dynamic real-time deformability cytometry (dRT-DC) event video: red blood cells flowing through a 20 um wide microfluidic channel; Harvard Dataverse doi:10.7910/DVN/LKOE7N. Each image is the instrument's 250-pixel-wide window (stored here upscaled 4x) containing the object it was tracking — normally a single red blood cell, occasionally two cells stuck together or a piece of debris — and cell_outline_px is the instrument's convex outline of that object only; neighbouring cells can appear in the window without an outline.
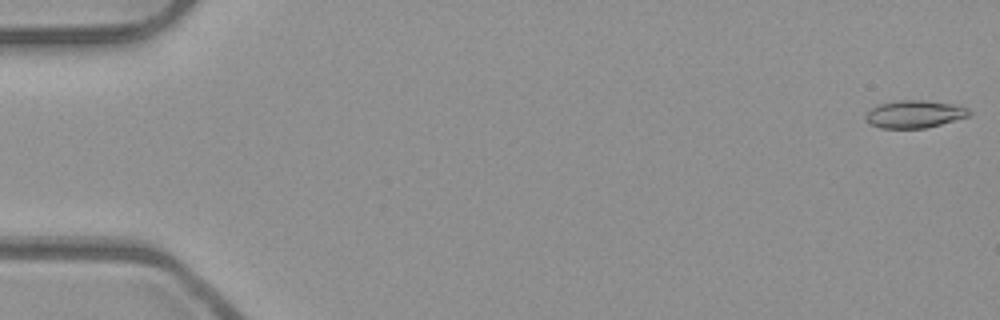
{"species": "common noctule bat (a hibernating species)", "species_latin": "Nyctalus noctula", "temperature_condition": "room temperature", "stored_images_in_passage": 53, "camera_frame_rate_fps": 3000, "um_per_image_px": 0.085, "animal": {"sex": "male", "body_mass_g": 23.1, "forearm_length_mm": 52.7}, "frame": {"image": 1, "passage_image": 1, "time_ms": 0.0, "image_size_px": [1000, 320], "cell_outline_px": [[972, 116], [924, 128], [880, 128], [864, 120], [864, 116], [872, 108], [880, 104], [900, 100], [924, 100], [960, 104], [968, 108], [972, 112]], "centroid_in_image_um": [77.8, 9.69], "position_along_channel_um": 7.2, "area_um2": 16.82}}
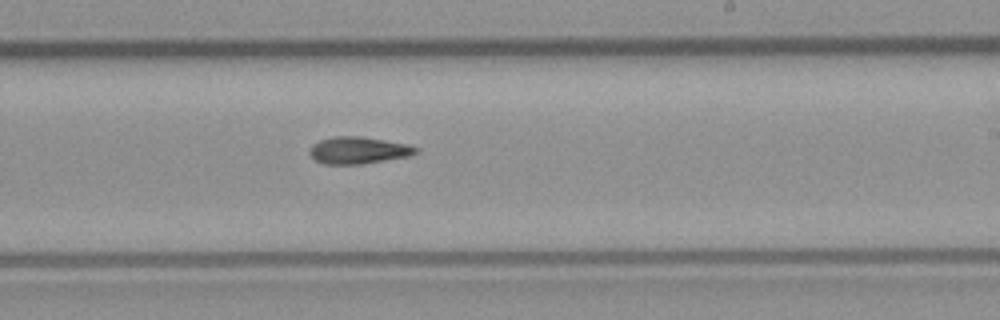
{"frame": {"image": 2, "passage_image": 32, "time_ms": 10.333, "image_size_px": [1000, 320], "cell_outline_px": [[420, 148], [416, 152], [408, 156], [360, 164], [324, 164], [316, 160], [308, 152], [312, 144], [320, 140], [332, 136], [360, 136], [408, 144]], "centroid_in_image_um": [30.43, 12.76], "position_along_channel_um": 258.6, "area_um2": 16.59}}
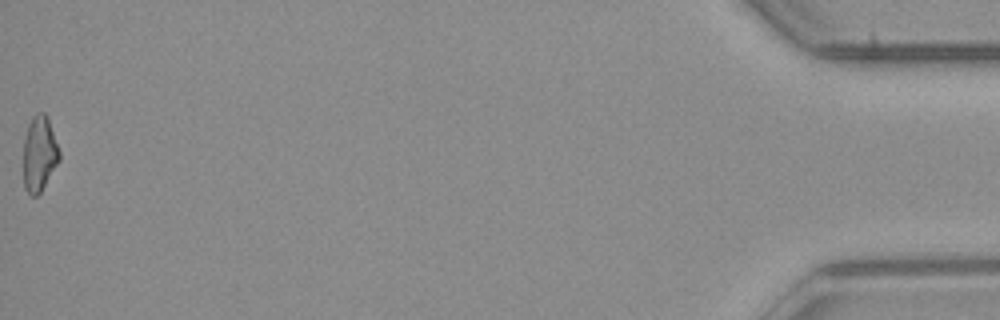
{"frame": {"image": 3, "passage_image": 53, "time_ms": 17.333, "image_size_px": [1000, 320], "cell_outline_px": [[60, 160], [40, 192], [36, 196], [32, 196], [24, 188], [24, 140], [28, 124], [32, 116], [36, 112], [44, 112], [48, 116], [60, 152]], "centroid_in_image_um": [3.35, 13.03], "position_along_channel_um": 431.8, "area_um2": 15.84}, "authors_computed_cell_mechanics": {"area_um2": 16.2418, "velocity_mm_per_s": 3.9679, "shape_relaxation_time_tau1_ms": 8.5626, "shape_relaxation_time_tau2_ms": 10.9316, "deformation_change_tau1": 0.2226, "deformation_change_tau2": 0.2304}}